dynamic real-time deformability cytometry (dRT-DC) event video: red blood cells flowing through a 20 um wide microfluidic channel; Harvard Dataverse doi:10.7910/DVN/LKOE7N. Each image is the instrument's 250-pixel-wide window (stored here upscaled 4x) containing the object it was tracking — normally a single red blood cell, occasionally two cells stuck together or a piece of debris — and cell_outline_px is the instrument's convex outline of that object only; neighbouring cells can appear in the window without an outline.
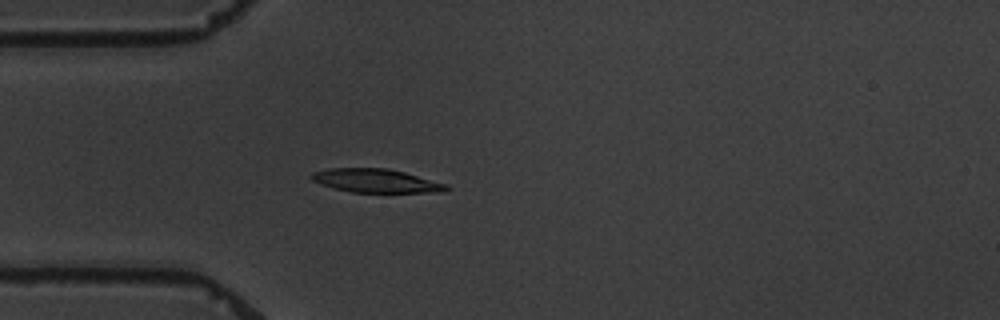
{"species": "common noctule bat (a hibernating species)", "species_latin": "Nyctalus noctula", "temperature_condition": "warm", "stored_images_in_passage": 4, "camera_frame_rate_fps": 3000, "um_per_image_px": 0.085, "animal": {"sex": "male", "body_mass_g": 19.5, "forearm_length_mm": 54.6}, "frame": {"image": 1, "passage_image": 4, "time_ms": 3.667, "image_size_px": [1000, 320], "cell_outline_px": [[452, 188], [440, 192], [352, 192], [336, 188], [312, 180], [308, 176], [312, 172], [328, 168], [388, 168], [404, 172], [448, 184]], "centroid_in_image_um": [31.98, 15.35], "position_along_channel_um": 53.0, "area_um2": 18.44}}